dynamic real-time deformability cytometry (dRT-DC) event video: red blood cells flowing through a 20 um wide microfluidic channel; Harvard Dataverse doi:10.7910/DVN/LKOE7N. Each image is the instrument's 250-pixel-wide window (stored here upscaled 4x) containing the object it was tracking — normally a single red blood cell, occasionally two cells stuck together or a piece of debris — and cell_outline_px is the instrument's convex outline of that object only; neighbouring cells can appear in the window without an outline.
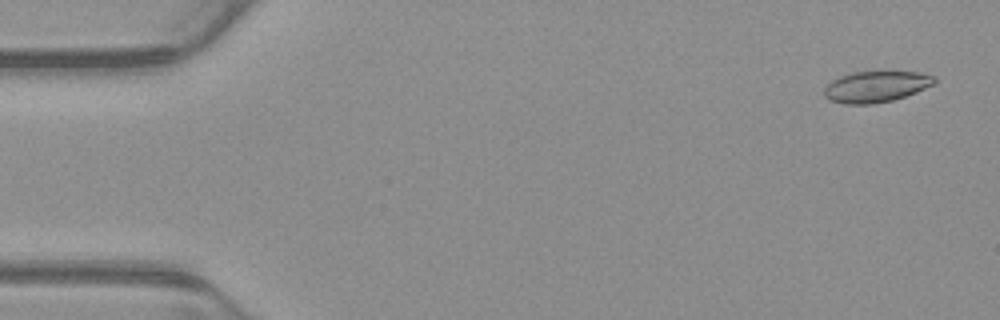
{"species": "common noctule bat (a hibernating species)", "species_latin": "Nyctalus noctula", "temperature_condition": "warm", "stored_images_in_passage": 54, "camera_frame_rate_fps": 3000, "um_per_image_px": 0.085, "animal": {"sex": "male", "body_mass_g": 23.1, "forearm_length_mm": 52.7}, "frame": {"image": 1, "passage_image": 3, "time_ms": 0.667, "image_size_px": [1000, 320], "cell_outline_px": [[936, 84], [916, 92], [892, 100], [872, 104], [844, 104], [828, 100], [824, 96], [824, 88], [832, 80], [840, 76], [852, 72], [920, 72], [936, 76]], "centroid_in_image_um": [74.46, 7.37], "position_along_channel_um": 10.5, "area_um2": 20.06}}
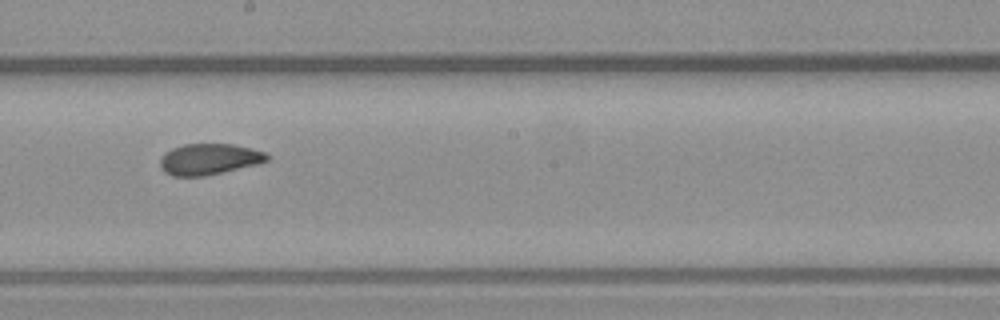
{"frame": {"image": 2, "passage_image": 30, "time_ms": 9.667, "image_size_px": [1000, 320], "cell_outline_px": [[268, 160], [260, 164], [204, 176], [172, 176], [164, 172], [160, 168], [160, 160], [164, 152], [172, 148], [184, 144], [232, 144], [252, 148], [268, 152]], "centroid_in_image_um": [17.79, 13.53], "position_along_channel_um": 230.4, "area_um2": 19.59}}
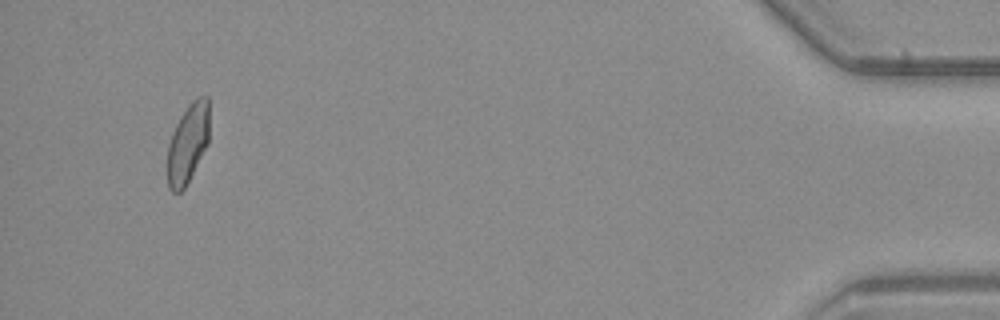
{"frame": {"image": 3, "passage_image": 51, "time_ms": 16.667, "image_size_px": [1000, 320], "cell_outline_px": [[208, 144], [184, 188], [180, 192], [172, 192], [168, 188], [168, 144], [172, 132], [180, 116], [188, 104], [196, 96], [208, 96]], "centroid_in_image_um": [15.96, 12.16], "position_along_channel_um": 419.2, "area_um2": 19.25}, "authors_computed_cell_mechanics": {"area_um2": 20.0566, "velocity_mm_per_s": 3.8819, "shape_relaxation_time_tau1_ms": 10.5193, "shape_relaxation_time_tau2_ms": 1.7054, "deformation_change_tau1": 0.2026, "deformation_change_tau2": 0.0731}}